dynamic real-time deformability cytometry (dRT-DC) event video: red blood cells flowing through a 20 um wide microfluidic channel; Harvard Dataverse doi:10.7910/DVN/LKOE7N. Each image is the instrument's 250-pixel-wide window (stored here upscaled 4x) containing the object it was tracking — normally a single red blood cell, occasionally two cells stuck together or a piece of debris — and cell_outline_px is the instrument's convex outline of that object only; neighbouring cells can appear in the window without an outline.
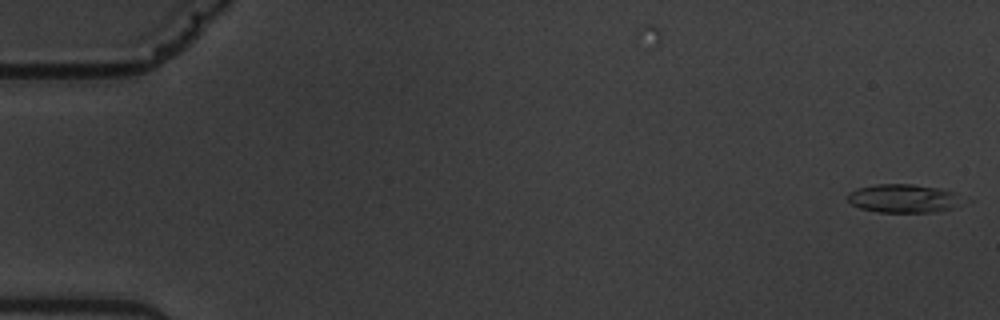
{"species": "common noctule bat (a hibernating species)", "species_latin": "Nyctalus noctula", "temperature_condition": "warm", "stored_images_in_passage": 57, "camera_frame_rate_fps": 3000, "um_per_image_px": 0.085, "animal": {"sex": "male", "body_mass_g": 19.5, "forearm_length_mm": 54.6}, "frame": {"image": 1, "passage_image": 1, "time_ms": 0.0, "image_size_px": [1000, 320], "cell_outline_px": [[956, 192], [952, 208], [932, 212], [876, 212], [860, 208], [852, 204], [848, 200], [848, 192], [856, 188], [876, 184], [912, 184], [940, 188]], "centroid_in_image_um": [76.64, 16.85], "position_along_channel_um": 8.4, "area_um2": 18.61}}
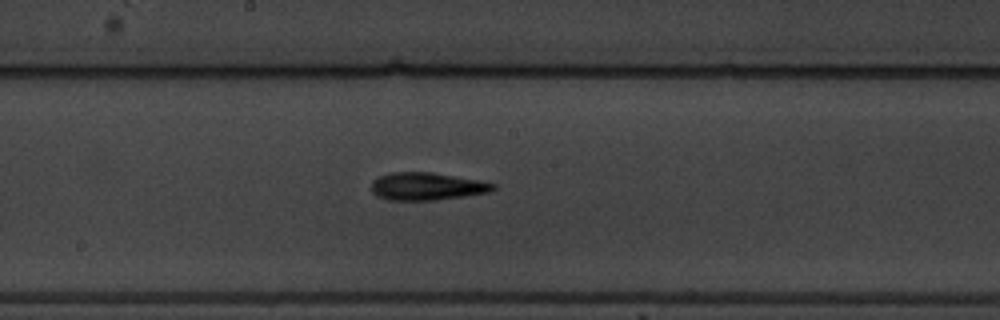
{"frame": {"image": 2, "passage_image": 31, "time_ms": 10.0, "image_size_px": [1000, 320], "cell_outline_px": [[496, 188], [492, 192], [436, 200], [388, 200], [372, 192], [372, 180], [380, 176], [392, 172], [432, 172], [480, 180], [496, 184]], "centroid_in_image_um": [36.33, 15.84], "position_along_channel_um": 211.9, "area_um2": 19.65}}
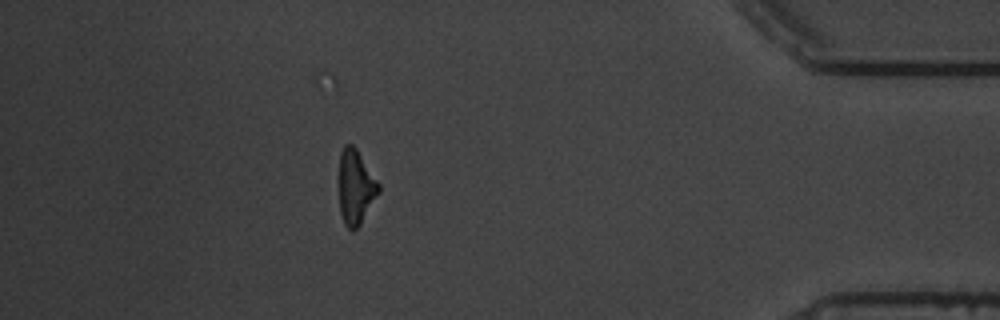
{"frame": {"image": 3, "passage_image": 51, "time_ms": 16.667, "image_size_px": [1000, 320], "cell_outline_px": [[380, 192], [360, 224], [352, 232], [344, 224], [340, 212], [336, 180], [336, 176], [340, 152], [344, 144], [352, 144], [356, 148], [380, 184]], "centroid_in_image_um": [30.17, 15.88], "position_along_channel_um": 405.0, "area_um2": 18.03}, "authors_computed_cell_mechanics": {"area_um2": 18.9006, "velocity_mm_per_s": 3.5445, "shape_relaxation_time_tau1_ms": 4.0454, "shape_relaxation_time_tau2_ms": 5.5634, "deformation_change_tau1": 0.1458, "deformation_change_tau2": 0.1691}}